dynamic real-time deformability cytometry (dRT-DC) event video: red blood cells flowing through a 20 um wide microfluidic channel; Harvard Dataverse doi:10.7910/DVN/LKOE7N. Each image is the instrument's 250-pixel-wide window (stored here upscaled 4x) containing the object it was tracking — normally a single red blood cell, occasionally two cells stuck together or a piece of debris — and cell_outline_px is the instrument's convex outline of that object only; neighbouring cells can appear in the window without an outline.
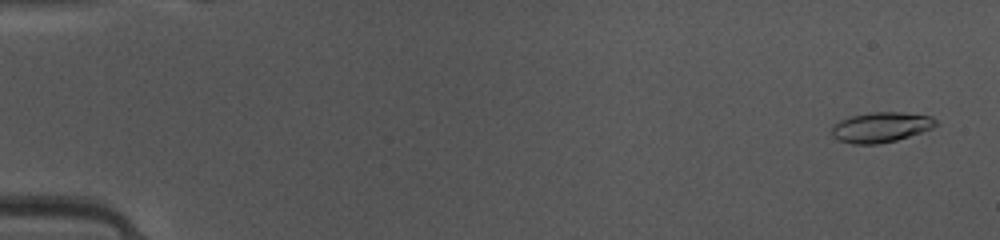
{"species": "common noctule bat (a hibernating species)", "species_latin": "Nyctalus noctula", "temperature_condition": "warm", "stored_images_in_passage": 48, "camera_frame_rate_fps": 3000, "um_per_image_px": 0.085, "animal": {"sex": "female", "body_mass_g": 10.0, "forearm_length_mm": 53.1}, "frame": {"image": 1, "passage_image": 2, "time_ms": 0.333, "image_size_px": [1000, 240], "cell_outline_px": [[936, 124], [932, 128], [896, 140], [876, 144], [852, 144], [840, 140], [832, 136], [832, 124], [840, 120], [852, 116], [872, 112], [900, 112], [932, 116], [936, 120]], "centroid_in_image_um": [74.85, 10.81], "position_along_channel_um": 10.2, "area_um2": 18.09}}
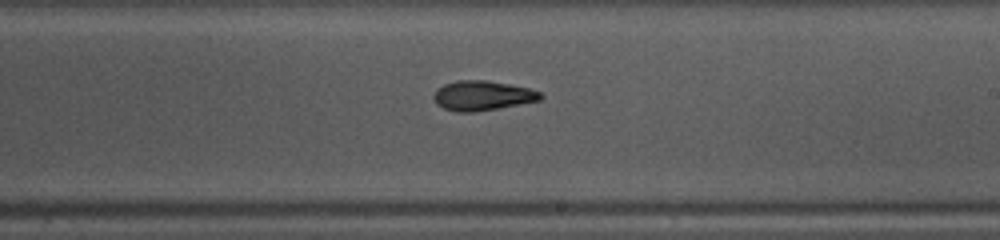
{"frame": {"image": 2, "passage_image": 29, "time_ms": 9.333, "image_size_px": [1000, 240], "cell_outline_px": [[544, 96], [540, 100], [496, 108], [472, 112], [456, 112], [444, 108], [436, 104], [432, 96], [436, 88], [444, 84], [456, 80], [484, 80], [508, 84], [528, 88], [540, 92]], "centroid_in_image_um": [40.95, 8.12], "position_along_channel_um": 248.1, "area_um2": 18.38}}
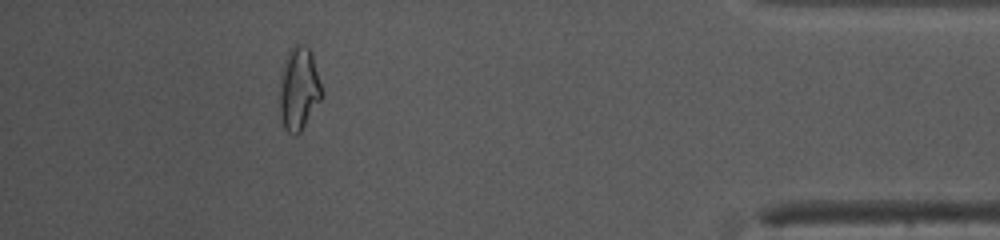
{"frame": {"image": 3, "passage_image": 44, "time_ms": 14.333, "image_size_px": [1000, 240], "cell_outline_px": [[324, 96], [300, 132], [288, 132], [284, 128], [280, 120], [280, 88], [284, 60], [292, 44], [304, 44], [312, 52], [324, 92]], "centroid_in_image_um": [25.43, 7.51], "position_along_channel_um": 409.8, "area_um2": 20.58}, "authors_computed_cell_mechanics": {"area_um2": 18.3804, "velocity_mm_per_s": 4.13, "shape_relaxation_time_tau1_ms": 4.8561, "shape_relaxation_time_tau2_ms": 3.477, "deformation_change_tau1": 0.1713, "deformation_change_tau2": 0.1188}}